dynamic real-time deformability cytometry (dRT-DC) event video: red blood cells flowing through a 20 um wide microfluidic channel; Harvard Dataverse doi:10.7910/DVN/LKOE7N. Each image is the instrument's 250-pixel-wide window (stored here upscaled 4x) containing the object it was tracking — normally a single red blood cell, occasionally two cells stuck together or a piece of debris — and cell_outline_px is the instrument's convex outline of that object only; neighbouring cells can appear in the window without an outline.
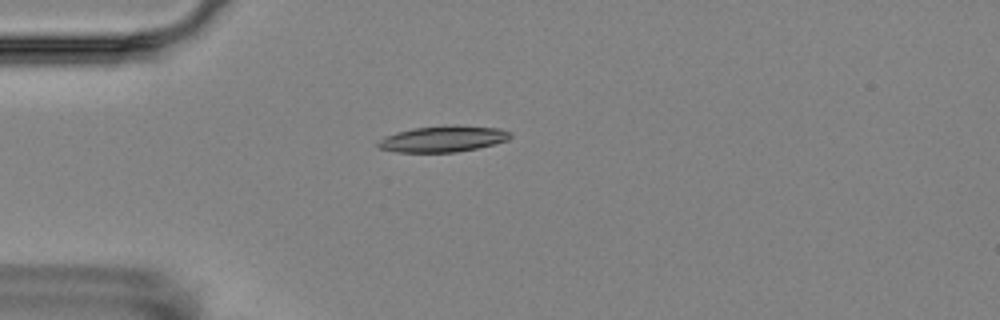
{"species": "Egyptian fruit bat (a non-hibernating species)", "species_latin": "Rousettus aegyptiacus", "temperature_condition": "room temperature", "stored_images_in_passage": 1, "camera_frame_rate_fps": 3000, "um_per_image_px": 0.085, "animal": {"sex": "female"}, "frame": {"image": 1, "passage_image": 1, "time_ms": 0.0, "image_size_px": [1000, 320], "cell_outline_px": [[512, 136], [508, 140], [476, 148], [456, 152], [396, 152], [376, 148], [376, 144], [384, 136], [396, 132], [412, 128], [496, 128], [512, 132]], "centroid_in_image_um": [37.55, 11.86], "position_along_channel_um": 47.4, "area_um2": 19.07}}